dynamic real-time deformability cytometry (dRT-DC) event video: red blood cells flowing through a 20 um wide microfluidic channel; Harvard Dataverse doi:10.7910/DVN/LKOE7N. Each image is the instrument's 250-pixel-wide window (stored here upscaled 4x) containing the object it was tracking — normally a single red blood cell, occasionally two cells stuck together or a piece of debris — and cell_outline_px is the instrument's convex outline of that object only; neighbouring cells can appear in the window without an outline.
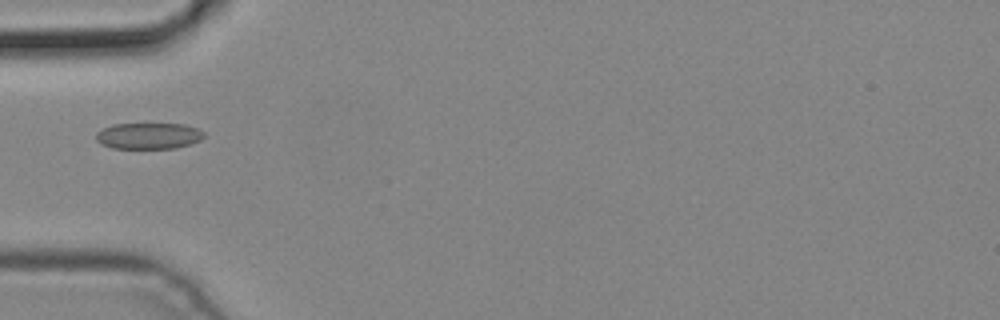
{"species": "common noctule bat (a hibernating species)", "species_latin": "Nyctalus noctula", "temperature_condition": "cold", "stored_images_in_passage": 5, "camera_frame_rate_fps": 3000, "um_per_image_px": 0.085, "animal": {"sex": "male", "body_mass_g": 19.2, "forearm_length_mm": 51.8}, "frame": {"image": 1, "passage_image": 4, "time_ms": 1.0, "image_size_px": [1000, 320], "cell_outline_px": [[204, 136], [200, 140], [176, 148], [112, 148], [100, 144], [96, 140], [96, 132], [112, 124], [184, 124], [196, 128], [204, 132]], "centroid_in_image_um": [12.6, 11.55], "position_along_channel_um": 72.4, "area_um2": 16.42}}
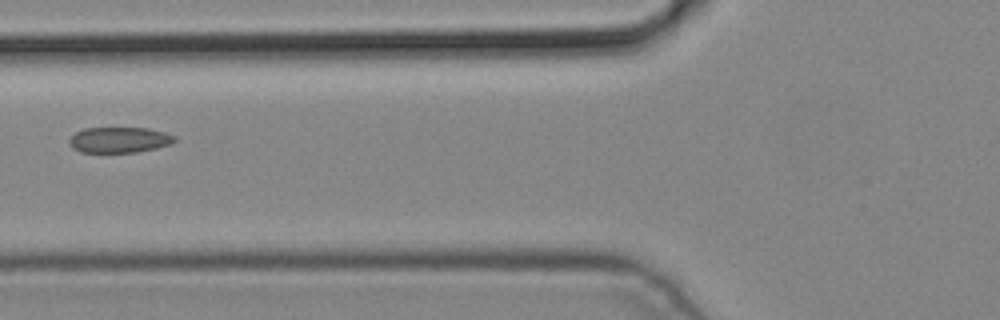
{"frame": {"image": 2, "passage_image": 5, "time_ms": 1.333, "image_size_px": [1000, 320], "cell_outline_px": [[176, 140], [172, 144], [156, 148], [136, 152], [80, 152], [72, 148], [68, 144], [68, 140], [76, 132], [84, 128], [148, 128], [164, 132], [176, 136]], "centroid_in_image_um": [10.14, 11.89], "position_along_channel_um": 115.7, "area_um2": 15.84}}